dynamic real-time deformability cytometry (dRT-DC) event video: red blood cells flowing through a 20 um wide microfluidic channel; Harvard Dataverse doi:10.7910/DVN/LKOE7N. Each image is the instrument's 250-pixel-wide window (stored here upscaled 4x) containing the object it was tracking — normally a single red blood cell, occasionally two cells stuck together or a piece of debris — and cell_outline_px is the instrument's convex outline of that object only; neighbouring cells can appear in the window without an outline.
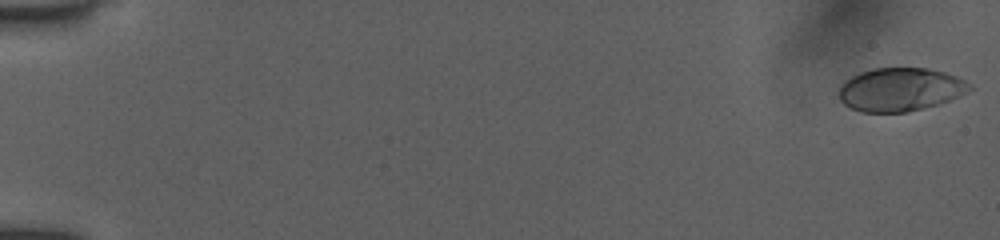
{"species": "human", "species_latin": "Homo sapiens", "temperature_condition": "room temperature", "stored_images_in_passage": 14, "camera_frame_rate_fps": 3000, "um_per_image_px": 0.085, "donor": {"sex": "female"}, "frame": {"image": 1, "passage_image": 1, "time_ms": 0.0, "image_size_px": [1000, 240], "cell_outline_px": [[976, 88], [940, 104], [908, 112], [860, 112], [844, 104], [840, 100], [840, 84], [844, 80], [860, 72], [872, 68], [928, 68], [944, 72], [956, 76], [972, 84]], "centroid_in_image_um": [76.54, 7.6], "position_along_channel_um": 8.5, "area_um2": 33.23}}
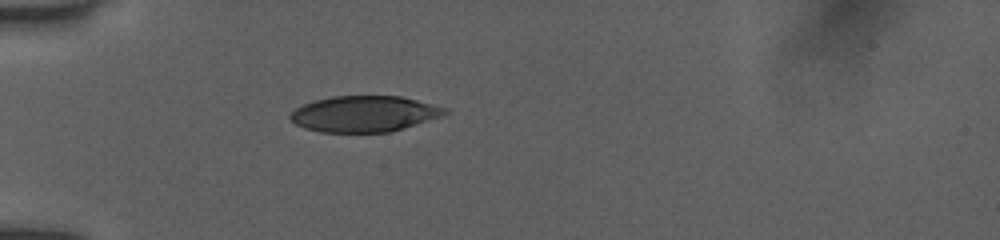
{"frame": {"image": 2, "passage_image": 11, "time_ms": 5.333, "image_size_px": [1000, 240], "cell_outline_px": [[448, 112], [444, 116], [392, 132], [320, 132], [304, 128], [296, 124], [288, 116], [296, 108], [304, 104], [316, 100], [332, 96], [400, 96], [448, 108]], "centroid_in_image_um": [31.0, 9.68], "position_along_channel_um": 54.0, "area_um2": 32.48}}
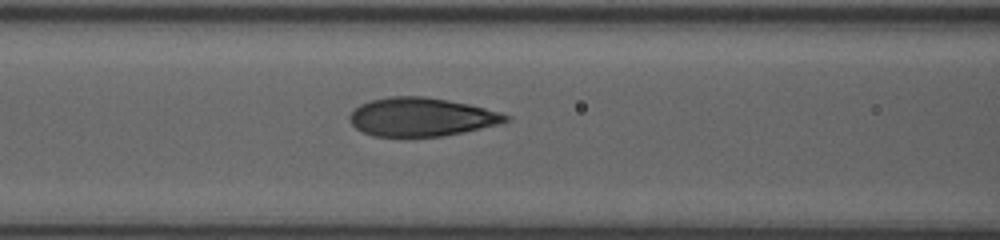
{"frame": {"image": 3, "passage_image": 14, "time_ms": 7.667, "image_size_px": [1000, 240], "cell_outline_px": [[512, 120], [500, 124], [464, 132], [440, 136], [372, 136], [356, 128], [352, 124], [348, 116], [360, 104], [372, 100], [388, 96], [424, 96], [448, 100], [468, 104], [500, 112], [512, 116]], "centroid_in_image_um": [35.85, 9.94], "position_along_channel_um": 130.8, "area_um2": 35.03}}